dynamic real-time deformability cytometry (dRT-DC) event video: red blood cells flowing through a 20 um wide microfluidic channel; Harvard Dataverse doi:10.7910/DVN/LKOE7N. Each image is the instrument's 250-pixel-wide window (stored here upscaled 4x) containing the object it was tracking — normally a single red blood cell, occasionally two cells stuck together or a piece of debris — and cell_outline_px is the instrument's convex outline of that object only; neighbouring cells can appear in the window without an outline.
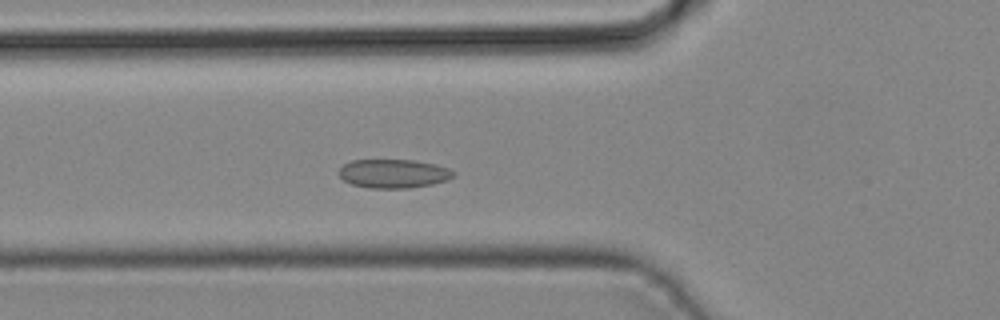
{"species": "common noctule bat (a hibernating species)", "species_latin": "Nyctalus noctula", "temperature_condition": "cold", "stored_images_in_passage": 35, "camera_frame_rate_fps": 3000, "um_per_image_px": 0.085, "animal": {"sex": "male", "body_mass_g": 19.2, "forearm_length_mm": 51.8}, "frame": {"image": 1, "passage_image": 13, "time_ms": 4.0, "image_size_px": [1000, 320], "cell_outline_px": [[456, 172], [448, 180], [432, 184], [408, 188], [368, 188], [352, 184], [344, 180], [340, 176], [340, 168], [344, 164], [352, 160], [416, 160], [436, 164], [448, 168]], "centroid_in_image_um": [33.47, 14.75], "position_along_channel_um": 92.3, "area_um2": 19.19}}
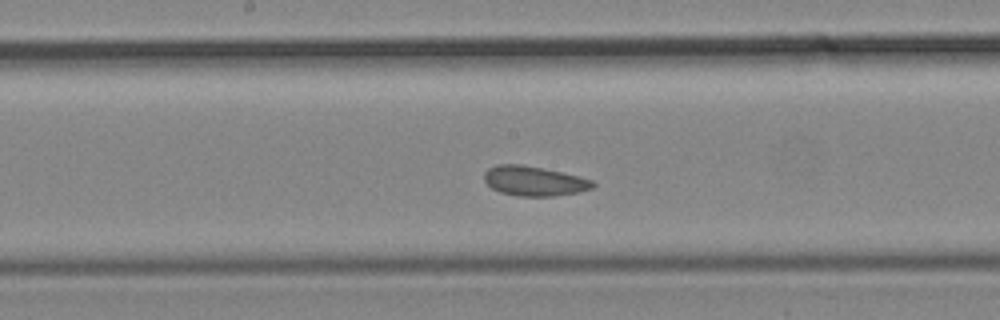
{"frame": {"image": 2, "passage_image": 20, "time_ms": 6.333, "image_size_px": [1000, 320], "cell_outline_px": [[596, 184], [592, 188], [576, 192], [552, 196], [516, 196], [500, 192], [492, 188], [484, 180], [484, 172], [488, 168], [496, 164], [520, 164], [580, 176], [592, 180]], "centroid_in_image_um": [45.36, 15.38], "position_along_channel_um": 202.8, "area_um2": 18.67}}
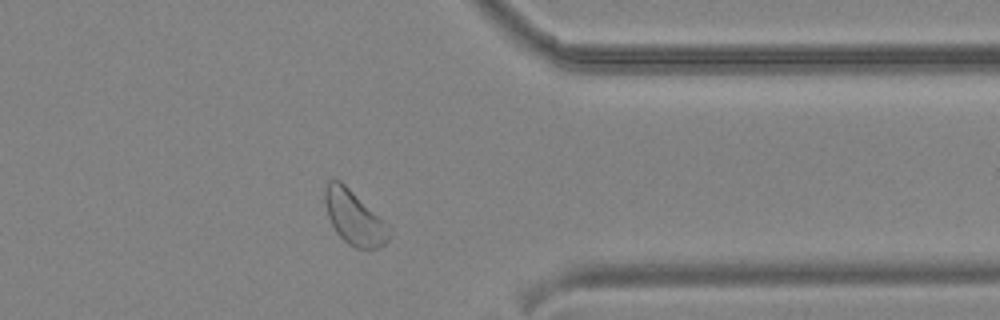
{"frame": {"image": 3, "passage_image": 32, "time_ms": 10.333, "image_size_px": [1000, 320], "cell_outline_px": [[392, 228], [388, 240], [384, 244], [376, 248], [356, 248], [348, 244], [336, 232], [328, 216], [324, 204], [324, 188], [328, 180], [340, 180], [384, 220]], "centroid_in_image_um": [30.1, 18.49], "position_along_channel_um": 381.3, "area_um2": 20.23}}